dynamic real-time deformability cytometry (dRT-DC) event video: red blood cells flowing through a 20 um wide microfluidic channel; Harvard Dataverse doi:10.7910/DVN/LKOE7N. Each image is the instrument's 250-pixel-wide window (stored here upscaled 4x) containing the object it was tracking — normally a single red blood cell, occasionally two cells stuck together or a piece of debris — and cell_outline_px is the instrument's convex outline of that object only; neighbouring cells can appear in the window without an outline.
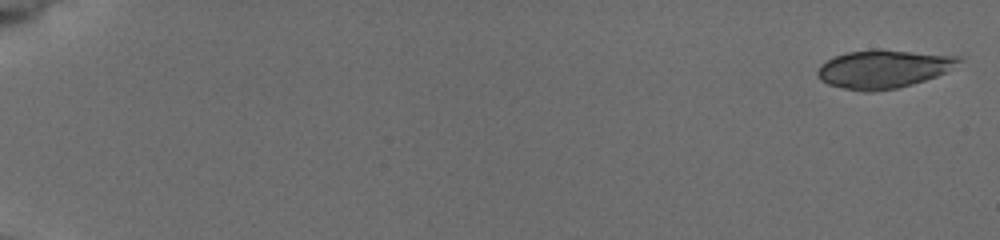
{"species": "common noctule bat (a hibernating species)", "species_latin": "Nyctalus noctula", "temperature_condition": "cold", "stored_images_in_passage": 8, "camera_frame_rate_fps": 3000, "um_per_image_px": 0.085, "animal": {"sex": "female", "body_mass_g": 19.5, "forearm_length_mm": 54.1}, "frame": {"image": 1, "passage_image": 1, "time_ms": 0.0, "image_size_px": [1000, 240], "cell_outline_px": [[964, 60], [944, 72], [936, 76], [912, 84], [896, 88], [872, 92], [864, 92], [844, 88], [828, 84], [820, 80], [816, 72], [820, 64], [836, 56], [848, 52], [876, 48], [880, 48], [960, 56]], "centroid_in_image_um": [75.08, 5.85], "position_along_channel_um": 9.9, "area_um2": 31.62}}
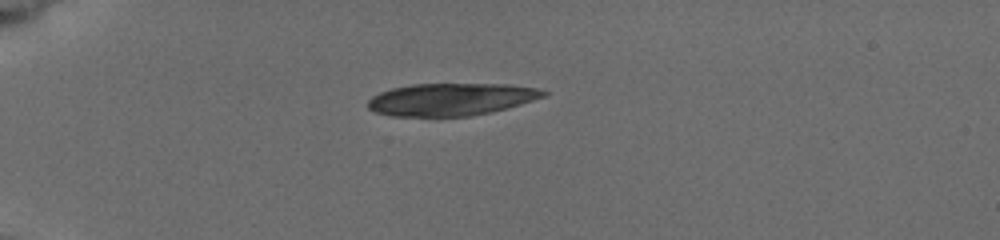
{"frame": {"image": 2, "passage_image": 6, "time_ms": 5.0, "image_size_px": [1000, 240], "cell_outline_px": [[548, 96], [520, 104], [488, 112], [468, 116], [392, 116], [376, 112], [368, 108], [368, 100], [372, 96], [380, 92], [392, 88], [412, 84], [508, 84], [536, 88], [548, 92]], "centroid_in_image_um": [38.33, 8.43], "position_along_channel_um": 46.7, "area_um2": 32.95}}